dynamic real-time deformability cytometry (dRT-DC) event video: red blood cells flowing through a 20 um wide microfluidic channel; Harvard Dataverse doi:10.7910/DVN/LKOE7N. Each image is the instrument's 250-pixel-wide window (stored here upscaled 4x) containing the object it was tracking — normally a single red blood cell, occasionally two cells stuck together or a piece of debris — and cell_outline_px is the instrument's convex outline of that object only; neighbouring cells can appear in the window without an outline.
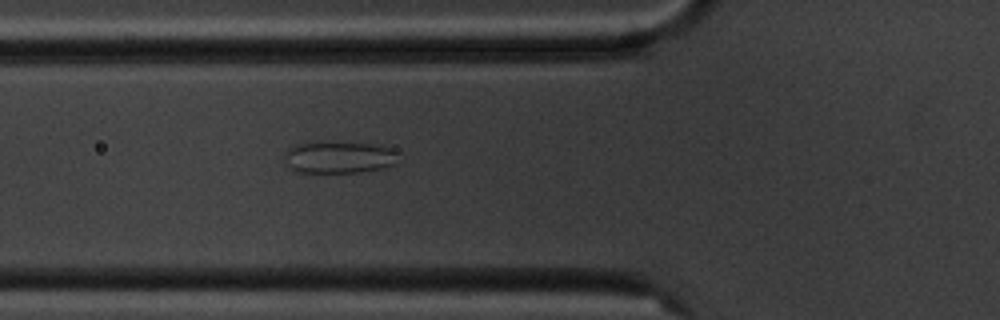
{"species": "common noctule bat (a hibernating species)", "species_latin": "Nyctalus noctula", "temperature_condition": "cold", "stored_images_in_passage": 6, "camera_frame_rate_fps": 3000, "um_per_image_px": 0.085, "animal": {"sex": "male", "body_mass_g": 20.1, "forearm_length_mm": 53.5}, "frame": {"image": 1, "passage_image": 6, "time_ms": 5.667, "image_size_px": [1000, 320], "cell_outline_px": [[400, 152], [396, 164], [380, 168], [360, 172], [296, 172], [288, 164], [284, 156], [284, 152], [288, 148], [296, 144], [312, 140], [320, 140], [372, 144], [392, 148]], "centroid_in_image_um": [28.81, 13.32], "position_along_channel_um": 97.0, "area_um2": 21.79}}